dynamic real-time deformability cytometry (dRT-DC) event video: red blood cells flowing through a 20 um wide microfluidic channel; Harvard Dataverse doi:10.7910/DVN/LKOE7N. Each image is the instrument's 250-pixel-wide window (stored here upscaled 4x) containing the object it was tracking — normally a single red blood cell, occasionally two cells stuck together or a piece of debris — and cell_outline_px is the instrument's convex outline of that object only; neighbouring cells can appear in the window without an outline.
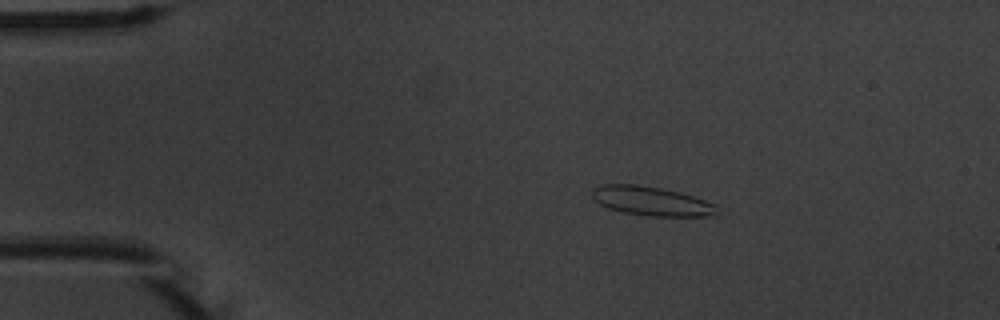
{"species": "common noctule bat (a hibernating species)", "species_latin": "Nyctalus noctula", "temperature_condition": "warm", "stored_images_in_passage": 7, "camera_frame_rate_fps": 3000, "um_per_image_px": 0.085, "animal": {"sex": "male", "body_mass_g": 20.1, "forearm_length_mm": 53.5}, "frame": {"image": 1, "passage_image": 1, "time_ms": 0.0, "image_size_px": [1000, 320], "cell_outline_px": [[716, 216], [648, 216], [624, 212], [608, 208], [600, 204], [592, 196], [592, 192], [596, 188], [604, 184], [636, 184], [660, 188], [680, 192], [716, 204]], "centroid_in_image_um": [55.39, 17.1], "position_along_channel_um": 29.6, "area_um2": 20.98}}
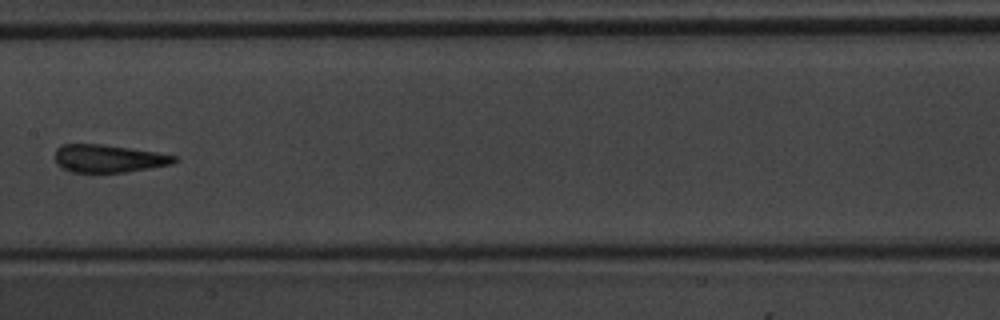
{"frame": {"image": 2, "passage_image": 6, "time_ms": 6.0, "image_size_px": [1000, 320], "cell_outline_px": [[180, 160], [172, 164], [124, 172], [72, 172], [64, 168], [56, 160], [56, 148], [60, 144], [100, 144], [156, 152], [180, 156]], "centroid_in_image_um": [9.28, 13.46], "position_along_channel_um": 198.1, "area_um2": 19.13}}
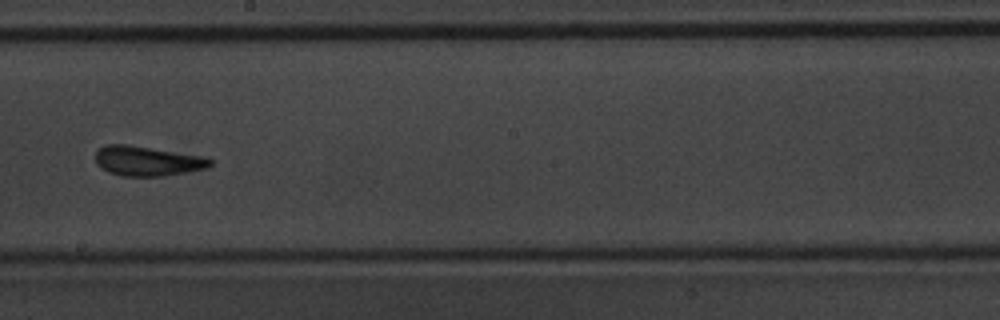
{"frame": {"image": 3, "passage_image": 7, "time_ms": 7.0, "image_size_px": [1000, 320], "cell_outline_px": [[212, 164], [208, 168], [160, 176], [120, 176], [108, 172], [100, 168], [96, 164], [96, 152], [104, 144], [124, 144], [152, 148], [204, 156], [212, 160]], "centroid_in_image_um": [12.49, 13.68], "position_along_channel_um": 235.7, "area_um2": 19.88}}